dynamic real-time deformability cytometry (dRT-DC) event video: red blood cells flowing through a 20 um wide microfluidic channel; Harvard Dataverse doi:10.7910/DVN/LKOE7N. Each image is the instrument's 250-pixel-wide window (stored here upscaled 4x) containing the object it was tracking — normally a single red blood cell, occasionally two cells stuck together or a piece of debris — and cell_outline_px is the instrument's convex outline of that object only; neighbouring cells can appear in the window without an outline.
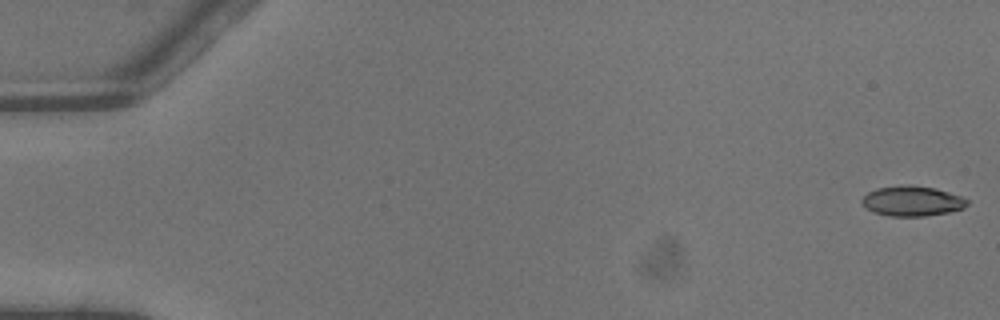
{"species": "common noctule bat (a hibernating species)", "species_latin": "Nyctalus noctula", "temperature_condition": "warm", "stored_images_in_passage": 4, "camera_frame_rate_fps": 3000, "um_per_image_px": 0.085, "animal": {"sex": "male", "body_mass_g": 13.3}, "frame": {"image": 1, "passage_image": 1, "time_ms": 0.0, "image_size_px": [1000, 320], "cell_outline_px": [[968, 204], [964, 208], [948, 212], [924, 216], [888, 216], [872, 212], [864, 208], [860, 200], [868, 192], [876, 188], [900, 184], [908, 184], [936, 188], [960, 196], [968, 200]], "centroid_in_image_um": [77.48, 17.08], "position_along_channel_um": 7.5, "area_um2": 18.73}}
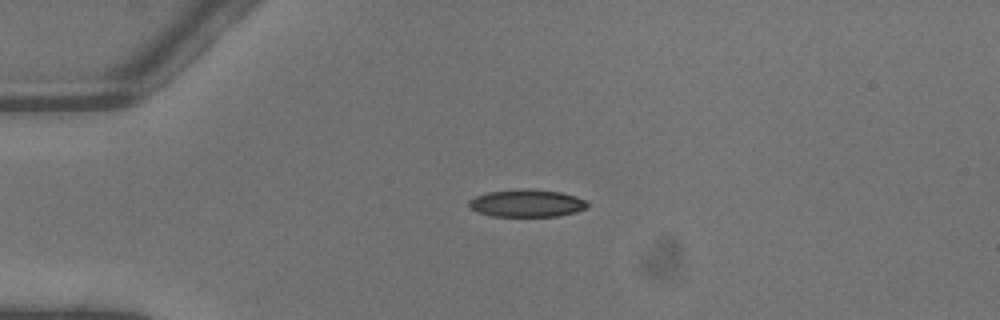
{"frame": {"image": 2, "passage_image": 4, "time_ms": 1.0, "image_size_px": [1000, 320], "cell_outline_px": [[588, 208], [576, 212], [556, 216], [492, 216], [476, 212], [468, 208], [468, 200], [476, 196], [488, 192], [528, 188], [560, 192], [576, 196], [584, 200], [588, 204]], "centroid_in_image_um": [44.75, 17.27], "position_along_channel_um": 40.3, "area_um2": 19.07}}